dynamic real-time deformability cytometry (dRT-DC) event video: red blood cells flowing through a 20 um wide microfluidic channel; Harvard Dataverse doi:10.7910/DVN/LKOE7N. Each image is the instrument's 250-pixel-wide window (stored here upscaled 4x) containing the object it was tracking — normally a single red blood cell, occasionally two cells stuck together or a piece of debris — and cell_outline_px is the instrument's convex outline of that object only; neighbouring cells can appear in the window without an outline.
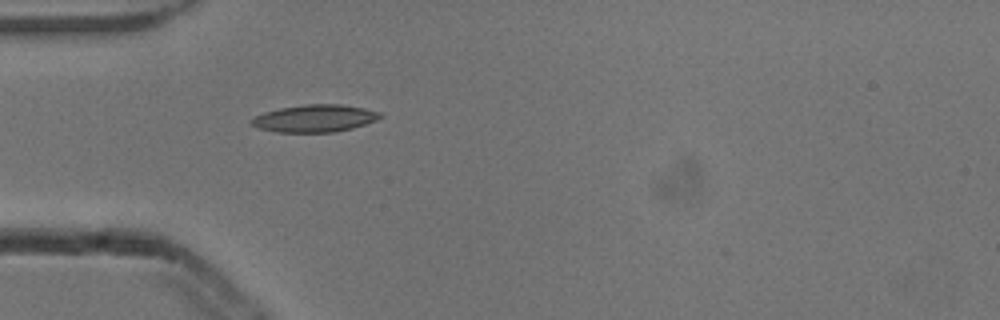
{"species": "common noctule bat (a hibernating species)", "species_latin": "Nyctalus noctula", "temperature_condition": "cold", "stored_images_in_passage": 1, "camera_frame_rate_fps": 3000, "um_per_image_px": 0.085, "animal": {"sex": "male", "body_mass_g": 13.3}, "frame": {"image": 1, "passage_image": 1, "time_ms": 0.0, "image_size_px": [1000, 320], "cell_outline_px": [[384, 116], [376, 120], [352, 128], [332, 132], [276, 132], [260, 128], [252, 124], [252, 120], [256, 116], [264, 112], [280, 108], [304, 104], [340, 104], [364, 108], [380, 112]], "centroid_in_image_um": [26.79, 10.05], "position_along_channel_um": 58.2, "area_um2": 20.29}}